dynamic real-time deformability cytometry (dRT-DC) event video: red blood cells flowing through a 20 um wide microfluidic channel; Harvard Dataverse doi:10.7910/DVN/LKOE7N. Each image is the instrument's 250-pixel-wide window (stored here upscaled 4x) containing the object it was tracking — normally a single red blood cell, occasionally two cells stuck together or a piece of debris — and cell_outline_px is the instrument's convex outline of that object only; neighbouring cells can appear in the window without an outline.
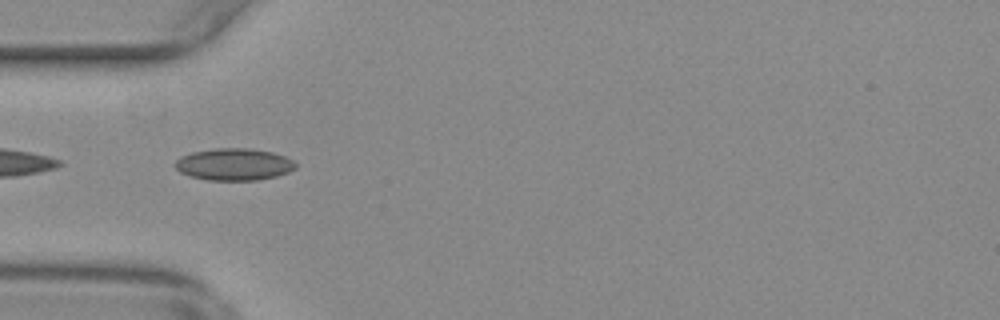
{"species": "common noctule bat (a hibernating species)", "species_latin": "Nyctalus noctula", "temperature_condition": "warm", "stored_images_in_passage": 45, "camera_frame_rate_fps": 3000, "um_per_image_px": 0.085, "animal": {"sex": "female", "body_mass_g": 29.2, "forearm_length_mm": 56.3}, "frame": {"image": 1, "passage_image": 7, "time_ms": 2.0, "image_size_px": [1000, 320], "cell_outline_px": [[296, 168], [288, 172], [276, 176], [256, 180], [208, 180], [188, 176], [180, 172], [176, 168], [176, 160], [180, 156], [192, 152], [216, 148], [248, 148], [272, 152], [284, 156], [292, 160], [296, 164]], "centroid_in_image_um": [19.87, 13.97], "position_along_channel_um": 65.1, "area_um2": 22.43}}
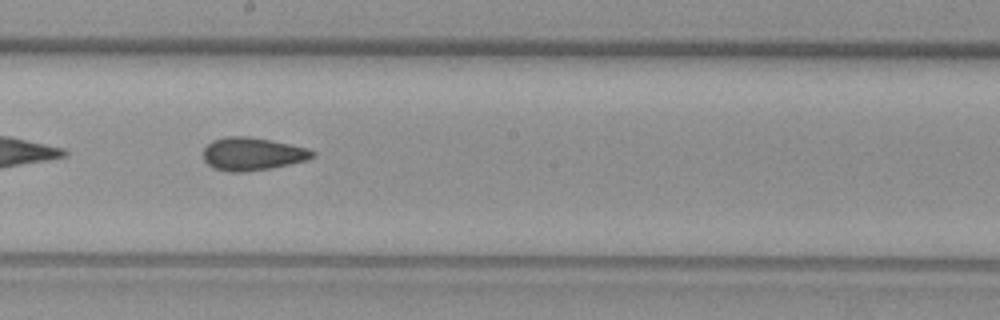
{"frame": {"image": 2, "passage_image": 20, "time_ms": 6.333, "image_size_px": [1000, 320], "cell_outline_px": [[316, 156], [304, 160], [272, 168], [244, 172], [228, 172], [216, 168], [208, 164], [204, 160], [204, 148], [212, 140], [224, 136], [248, 136], [308, 148], [316, 152]], "centroid_in_image_um": [21.44, 13.08], "position_along_channel_um": 226.8, "area_um2": 20.81}}
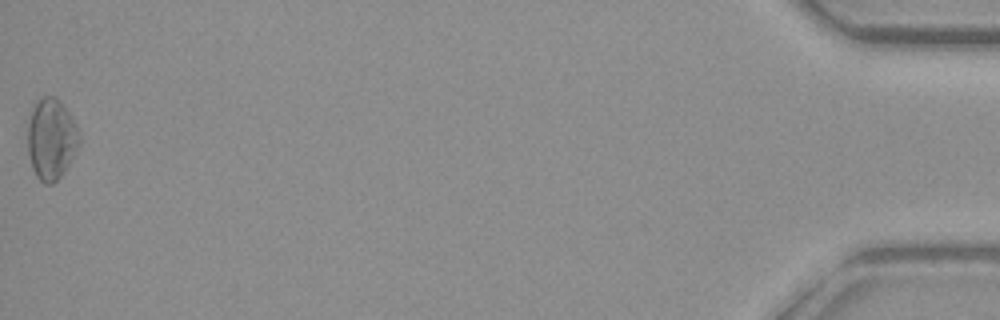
{"frame": {"image": 3, "passage_image": 45, "time_ms": 14.667, "image_size_px": [1000, 320], "cell_outline_px": [[80, 144], [64, 172], [52, 184], [44, 184], [36, 176], [32, 168], [28, 152], [28, 124], [32, 108], [36, 100], [40, 96], [56, 96], [72, 116], [80, 132]], "centroid_in_image_um": [4.36, 11.79], "position_along_channel_um": 430.8, "area_um2": 24.62}, "authors_computed_cell_mechanics": {"area_um2": 20.9236, "velocity_mm_per_s": 3.7301, "shape_relaxation_time_tau1_ms": null, "shape_relaxation_time_tau2_ms": 2.394, "deformation_change_tau1": null, "deformation_change_tau2": 0.081}}